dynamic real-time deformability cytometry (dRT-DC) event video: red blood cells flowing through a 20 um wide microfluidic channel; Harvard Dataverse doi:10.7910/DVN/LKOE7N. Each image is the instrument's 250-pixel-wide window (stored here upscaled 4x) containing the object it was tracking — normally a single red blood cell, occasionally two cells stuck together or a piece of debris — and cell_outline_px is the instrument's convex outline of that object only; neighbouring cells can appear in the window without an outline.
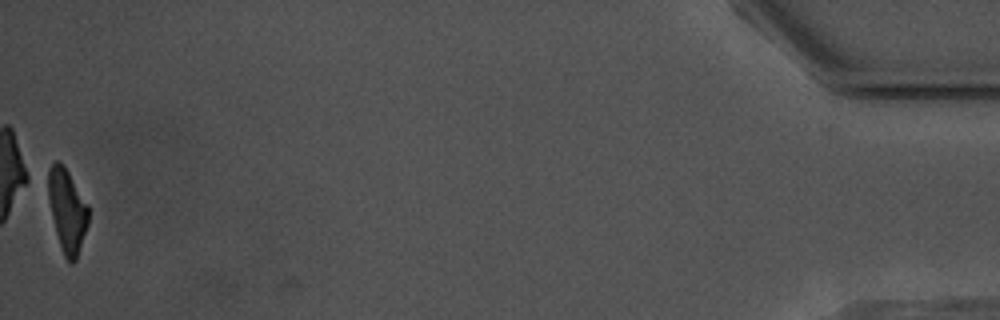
{"species": "common noctule bat (a hibernating species)", "species_latin": "Nyctalus noctula", "temperature_condition": "warm", "stored_images_in_passage": 54, "camera_frame_rate_fps": 3000, "um_per_image_px": 0.085, "animal": {"sex": "male", "body_mass_g": 17.5, "forearm_length_mm": 52.3}, "frame": {"image": 1, "passage_image": 54, "time_ms": 17.667, "image_size_px": [1000, 320], "cell_outline_px": [[88, 224], [76, 260], [72, 264], [64, 256], [60, 248], [40, 180], [40, 176], [56, 160], [64, 164], [88, 204]], "centroid_in_image_um": [5.57, 17.75], "position_along_channel_um": 429.6, "area_um2": 21.1}, "authors_computed_cell_mechanics": {"area_um2": 21.5305, "velocity_mm_per_s": 3.6594, "shape_relaxation_time_tau1_ms": 2.4557, "shape_relaxation_time_tau2_ms": 5.3949, "deformation_change_tau1": 0.1542, "deformation_change_tau2": 0.1368}}